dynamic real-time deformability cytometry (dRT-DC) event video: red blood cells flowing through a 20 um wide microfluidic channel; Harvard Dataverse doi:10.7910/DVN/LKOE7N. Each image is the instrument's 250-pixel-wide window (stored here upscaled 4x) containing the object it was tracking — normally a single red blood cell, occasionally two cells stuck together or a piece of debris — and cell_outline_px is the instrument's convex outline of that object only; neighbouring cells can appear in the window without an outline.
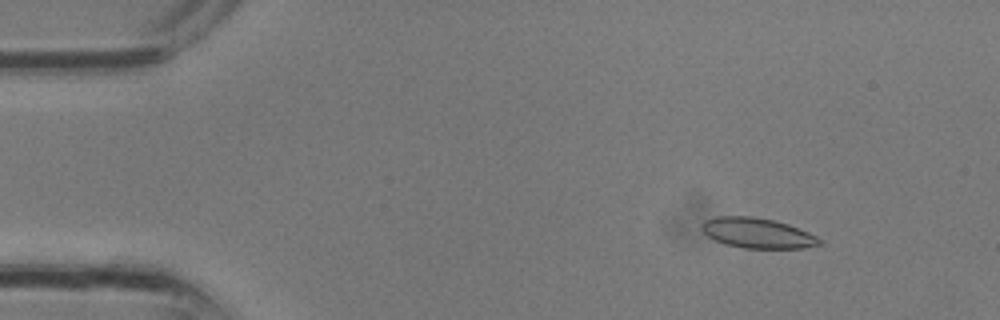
{"species": "common noctule bat (a hibernating species)", "species_latin": "Nyctalus noctula", "temperature_condition": "room temperature", "stored_images_in_passage": 29, "camera_frame_rate_fps": 3000, "um_per_image_px": 0.085, "animal": {"sex": "male", "body_mass_g": 13.3}, "frame": {"image": 1, "passage_image": 2, "time_ms": 0.333, "image_size_px": [1000, 320], "cell_outline_px": [[824, 244], [804, 248], [744, 248], [724, 244], [708, 236], [700, 228], [700, 224], [704, 220], [716, 216], [752, 216], [772, 220], [788, 224], [808, 232], [824, 240]], "centroid_in_image_um": [64.39, 19.81], "position_along_channel_um": 20.6, "area_um2": 20.87}}
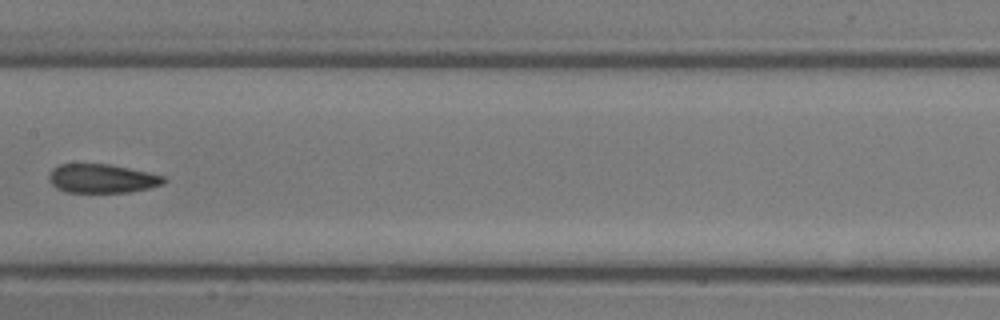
{"frame": {"image": 2, "passage_image": 14, "time_ms": 4.333, "image_size_px": [1000, 320], "cell_outline_px": [[168, 180], [164, 184], [148, 188], [128, 192], [68, 192], [56, 188], [48, 180], [48, 176], [52, 168], [60, 164], [108, 164], [148, 172], [164, 176]], "centroid_in_image_um": [8.67, 15.17], "position_along_channel_um": 198.7, "area_um2": 19.31}}
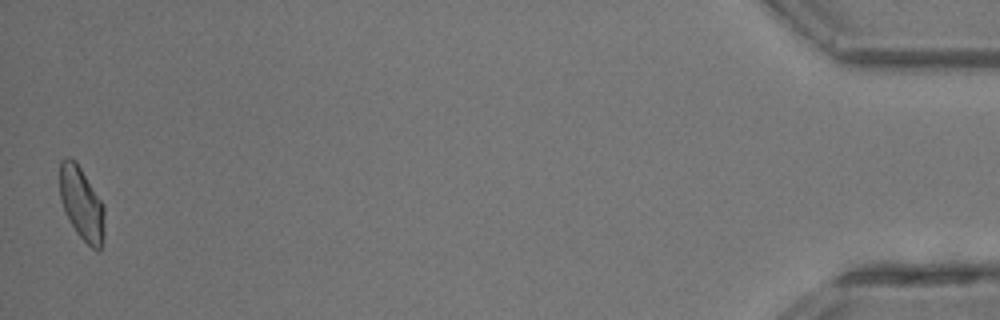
{"frame": {"image": 3, "passage_image": 29, "time_ms": 9.333, "image_size_px": [1000, 320], "cell_outline_px": [[104, 236], [100, 252], [96, 252], [76, 232], [68, 220], [60, 200], [60, 160], [68, 156], [76, 160], [104, 204]], "centroid_in_image_um": [6.95, 17.31], "position_along_channel_um": 428.3, "area_um2": 19.42}}